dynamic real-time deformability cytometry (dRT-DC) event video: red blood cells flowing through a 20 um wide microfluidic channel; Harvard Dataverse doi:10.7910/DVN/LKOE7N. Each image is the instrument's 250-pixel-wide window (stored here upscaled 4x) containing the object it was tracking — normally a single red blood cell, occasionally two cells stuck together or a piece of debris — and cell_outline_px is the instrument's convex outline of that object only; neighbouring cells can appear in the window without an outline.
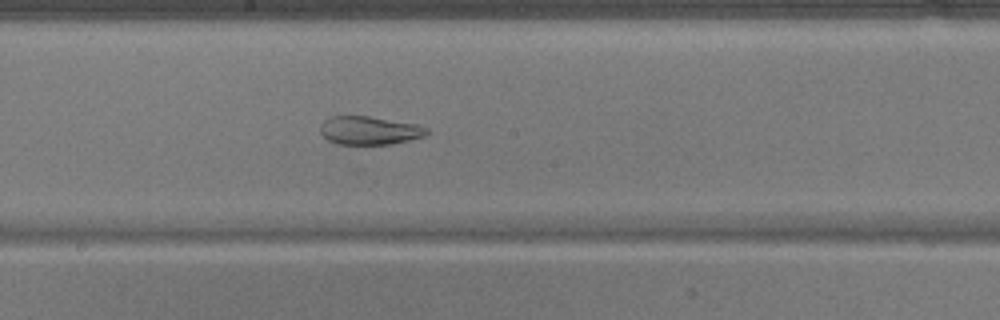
{"species": "common noctule bat (a hibernating species)", "species_latin": "Nyctalus noctula", "temperature_condition": "warm", "stored_images_in_passage": 47, "camera_frame_rate_fps": 3000, "um_per_image_px": 0.085, "animal": {"sex": "male", "body_mass_g": 17.9}, "frame": {"image": 1, "passage_image": 27, "time_ms": 8.667, "image_size_px": [1000, 320], "cell_outline_px": [[428, 132], [424, 136], [392, 144], [336, 144], [328, 140], [320, 132], [320, 124], [324, 120], [332, 116], [368, 116], [416, 124], [428, 128]], "centroid_in_image_um": [31.37, 11.09], "position_along_channel_um": 216.8, "area_um2": 17.51}}
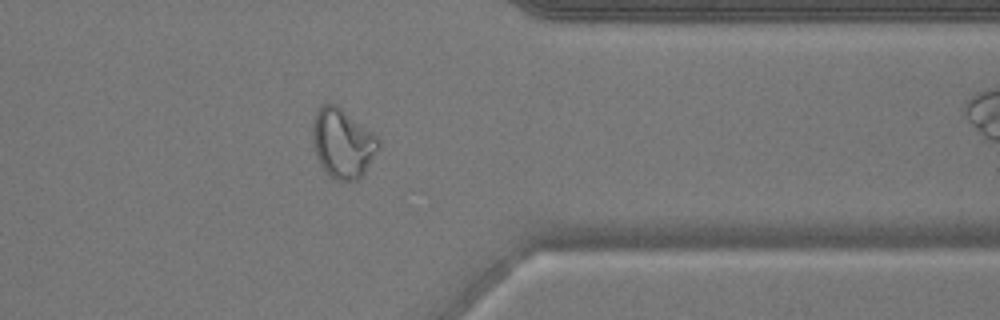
{"frame": {"image": 2, "passage_image": 40, "time_ms": 13.0, "image_size_px": [1000, 320], "cell_outline_px": [[380, 144], [364, 172], [356, 180], [336, 180], [320, 164], [316, 156], [312, 140], [312, 124], [316, 112], [324, 104], [336, 104], [372, 132], [380, 140]], "centroid_in_image_um": [29.1, 12.16], "position_along_channel_um": 382.3, "area_um2": 26.01}}